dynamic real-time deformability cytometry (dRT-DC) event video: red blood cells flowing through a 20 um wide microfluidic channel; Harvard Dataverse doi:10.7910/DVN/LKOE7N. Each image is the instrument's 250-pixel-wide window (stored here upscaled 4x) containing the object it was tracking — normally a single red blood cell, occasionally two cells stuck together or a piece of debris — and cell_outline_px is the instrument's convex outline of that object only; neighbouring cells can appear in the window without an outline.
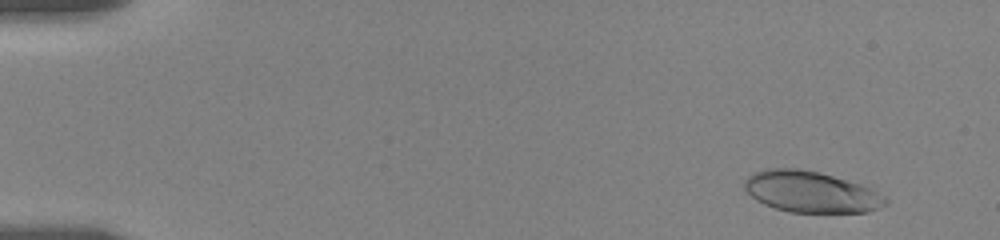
{"species": "human", "species_latin": "Homo sapiens", "temperature_condition": "room temperature", "stored_images_in_passage": 29, "camera_frame_rate_fps": 3000, "um_per_image_px": 0.085, "donor": {"sex": "female"}, "frame": {"image": 1, "passage_image": 7, "time_ms": 1.333, "image_size_px": [1000, 240], "cell_outline_px": [[888, 204], [880, 208], [868, 212], [788, 212], [764, 204], [756, 200], [744, 188], [744, 180], [748, 176], [756, 172], [768, 168], [800, 168], [820, 172], [860, 184], [872, 188], [884, 196], [888, 200]], "centroid_in_image_um": [68.95, 16.31], "position_along_channel_um": 16.1, "area_um2": 33.93}}
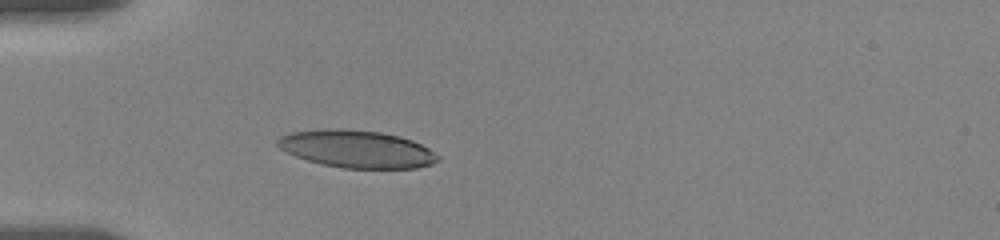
{"frame": {"image": 2, "passage_image": 27, "time_ms": 5.667, "image_size_px": [1000, 240], "cell_outline_px": [[440, 160], [432, 164], [416, 168], [344, 168], [324, 164], [308, 160], [296, 156], [280, 148], [276, 144], [276, 140], [280, 136], [292, 132], [324, 128], [344, 128], [380, 132], [400, 136], [412, 140], [428, 148], [440, 156]], "centroid_in_image_um": [30.34, 12.65], "position_along_channel_um": 54.7, "area_um2": 35.03}}